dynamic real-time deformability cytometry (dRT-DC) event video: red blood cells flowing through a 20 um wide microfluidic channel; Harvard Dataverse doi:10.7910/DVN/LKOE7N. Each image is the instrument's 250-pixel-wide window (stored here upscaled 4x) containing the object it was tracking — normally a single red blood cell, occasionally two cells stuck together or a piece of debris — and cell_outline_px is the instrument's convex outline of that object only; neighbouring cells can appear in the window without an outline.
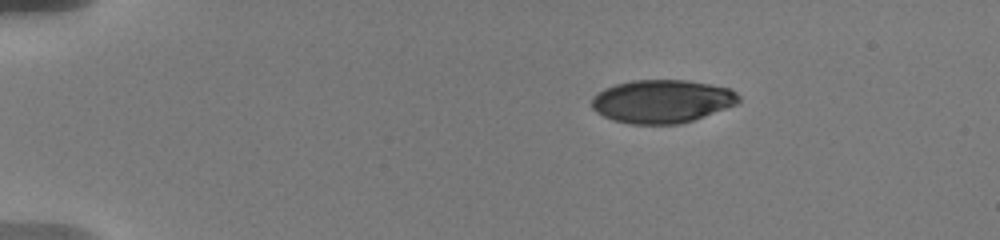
{"species": "human", "species_latin": "Homo sapiens", "temperature_condition": "warm", "stored_images_in_passage": 28, "camera_frame_rate_fps": 3000, "um_per_image_px": 0.085, "donor": {"sex": "male"}, "frame": {"image": 1, "passage_image": 1, "time_ms": 0.0, "image_size_px": [1000, 240], "cell_outline_px": [[740, 100], [736, 104], [692, 120], [680, 124], [632, 124], [616, 120], [604, 116], [596, 112], [592, 108], [592, 96], [596, 92], [604, 88], [616, 84], [632, 80], [688, 80], [732, 88], [740, 96]], "centroid_in_image_um": [56.26, 8.59], "position_along_channel_um": 28.7, "area_um2": 36.99}}
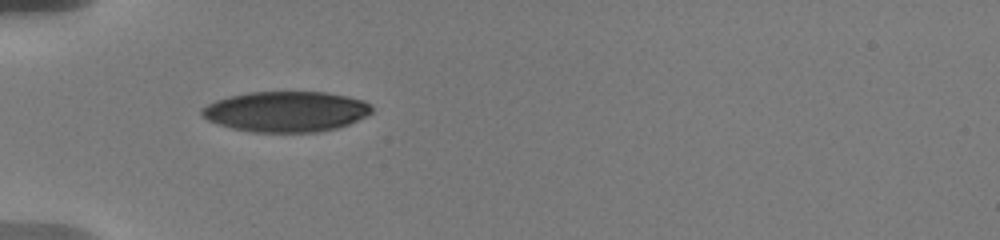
{"frame": {"image": 2, "passage_image": 19, "time_ms": 3.0, "image_size_px": [1000, 240], "cell_outline_px": [[372, 112], [348, 124], [336, 128], [316, 132], [256, 132], [232, 128], [208, 120], [200, 112], [200, 108], [216, 100], [228, 96], [248, 92], [328, 92], [348, 96], [364, 100], [372, 104]], "centroid_in_image_um": [24.32, 9.47], "position_along_channel_um": 60.7, "area_um2": 40.06}}
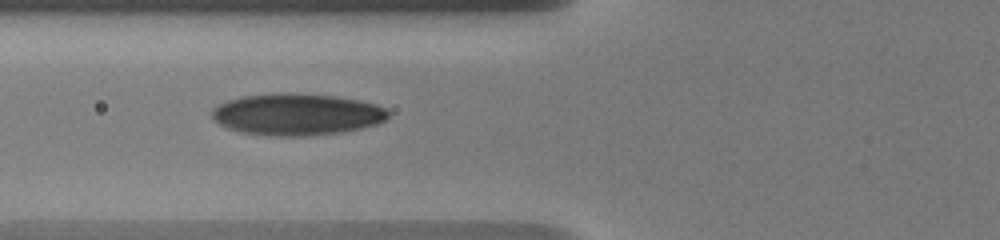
{"frame": {"image": 3, "passage_image": 27, "time_ms": 4.333, "image_size_px": [1000, 240], "cell_outline_px": [[388, 116], [384, 120], [376, 124], [344, 132], [304, 136], [272, 136], [240, 132], [228, 128], [212, 120], [212, 108], [228, 100], [240, 96], [288, 92], [336, 96], [360, 100], [376, 104], [384, 108], [388, 112]], "centroid_in_image_um": [25.2, 9.72], "position_along_channel_um": 100.6, "area_um2": 43.0}}